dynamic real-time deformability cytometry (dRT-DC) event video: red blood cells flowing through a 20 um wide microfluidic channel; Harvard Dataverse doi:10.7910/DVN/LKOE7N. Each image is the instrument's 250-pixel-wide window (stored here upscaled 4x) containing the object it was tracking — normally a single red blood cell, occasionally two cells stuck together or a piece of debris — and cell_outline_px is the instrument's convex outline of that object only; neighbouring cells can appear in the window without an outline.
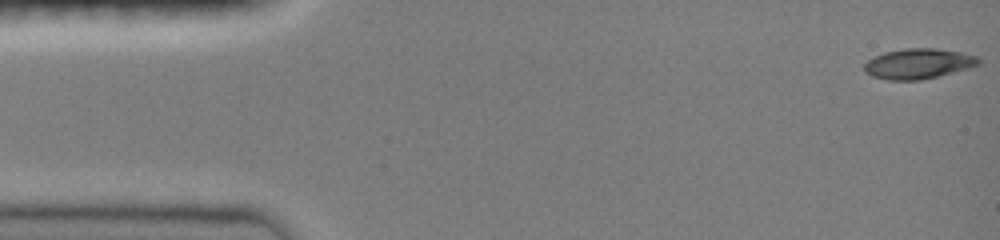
{"species": "common noctule bat (a hibernating species)", "species_latin": "Nyctalus noctula", "temperature_condition": "room temperature", "stored_images_in_passage": 47, "camera_frame_rate_fps": 3000, "um_per_image_px": 0.085, "animal": {"sex": "female", "body_mass_g": 19.0, "forearm_length_mm": 51.5}, "frame": {"image": 1, "passage_image": 1, "time_ms": 0.0, "image_size_px": [1000, 240], "cell_outline_px": [[980, 64], [968, 68], [920, 80], [888, 80], [872, 76], [864, 72], [864, 64], [868, 60], [884, 52], [904, 48], [936, 48], [960, 52], [976, 56], [980, 60]], "centroid_in_image_um": [78.03, 5.41], "position_along_channel_um": 7.0, "area_um2": 20.0}}
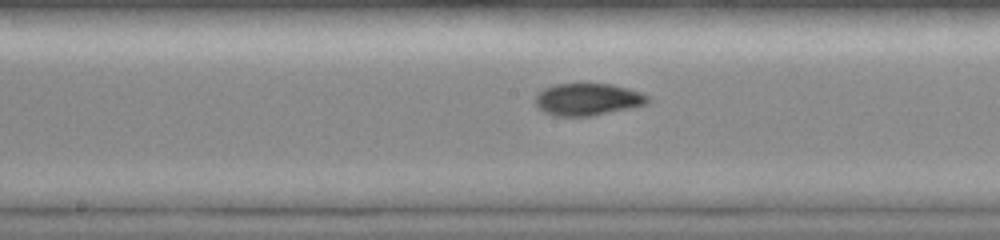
{"frame": {"image": 2, "passage_image": 24, "time_ms": 7.667, "image_size_px": [1000, 240], "cell_outline_px": [[652, 100], [648, 104], [632, 108], [592, 116], [552, 116], [544, 112], [536, 104], [536, 92], [544, 88], [556, 84], [612, 84], [628, 88], [640, 92], [648, 96]], "centroid_in_image_um": [49.98, 8.45], "position_along_channel_um": 198.2, "area_um2": 21.27}}
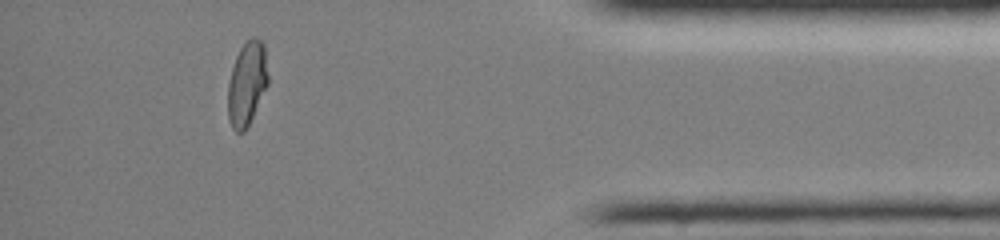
{"frame": {"image": 3, "passage_image": 42, "time_ms": 13.667, "image_size_px": [1000, 240], "cell_outline_px": [[268, 84], [244, 132], [236, 132], [232, 128], [228, 116], [228, 84], [232, 68], [236, 56], [240, 48], [252, 36], [256, 36], [264, 44], [268, 76]], "centroid_in_image_um": [20.99, 7.08], "position_along_channel_um": 414.2, "area_um2": 19.42}, "authors_computed_cell_mechanics": {"area_um2": 20.4612, "velocity_mm_per_s": 4.0895, "shape_relaxation_time_tau1_ms": null, "shape_relaxation_time_tau2_ms": 1.5753, "deformation_change_tau1": null, "deformation_change_tau2": 0.0276}}